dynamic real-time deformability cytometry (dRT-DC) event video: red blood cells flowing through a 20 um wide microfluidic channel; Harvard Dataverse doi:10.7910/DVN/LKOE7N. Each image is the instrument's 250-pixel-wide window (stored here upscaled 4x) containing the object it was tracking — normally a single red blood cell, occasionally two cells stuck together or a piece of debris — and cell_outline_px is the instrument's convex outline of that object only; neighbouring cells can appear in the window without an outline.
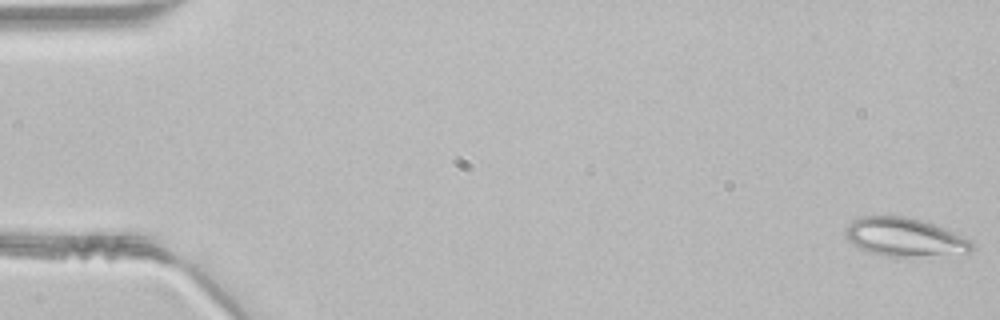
{"species": "common noctule bat (a hibernating species)", "species_latin": "Nyctalus noctula", "temperature_condition": "room temperature", "stored_images_in_passage": 48, "segment_of_instrument_passage": [1, 2], "camera_frame_rate_fps": 3000, "um_per_image_px": 0.085, "animal": {"sex": "male", "body_mass_g": 21.5, "forearm_length_mm": 52.0}, "frame": {"image": 1, "passage_image": 1, "time_ms": 0.0, "image_size_px": [1000, 320], "cell_outline_px": [[972, 248], [968, 252], [904, 256], [884, 256], [868, 252], [860, 248], [848, 240], [844, 236], [844, 228], [852, 220], [860, 216], [904, 216], [920, 220], [932, 224], [972, 240]], "centroid_in_image_um": [76.78, 20.13], "position_along_channel_um": 8.2, "area_um2": 27.8}}
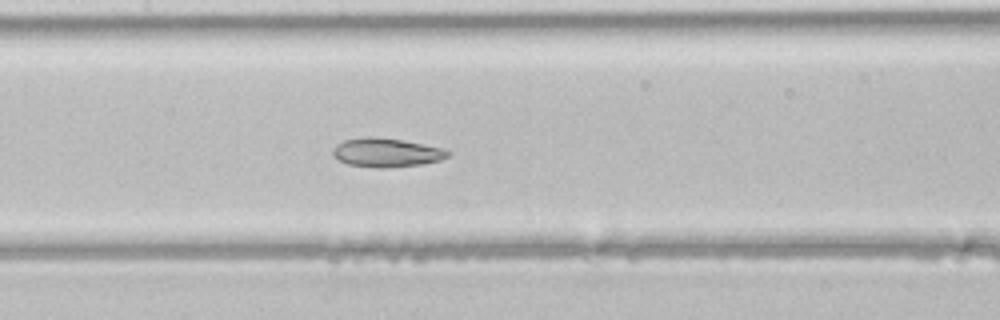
{"frame": {"image": 2, "passage_image": 23, "time_ms": 7.333, "image_size_px": [1000, 320], "cell_outline_px": [[452, 152], [448, 156], [440, 160], [420, 164], [388, 168], [376, 168], [348, 164], [332, 156], [332, 148], [336, 144], [344, 140], [368, 136], [404, 140], [444, 148]], "centroid_in_image_um": [32.84, 12.96], "position_along_channel_um": 174.6, "area_um2": 19.48}}
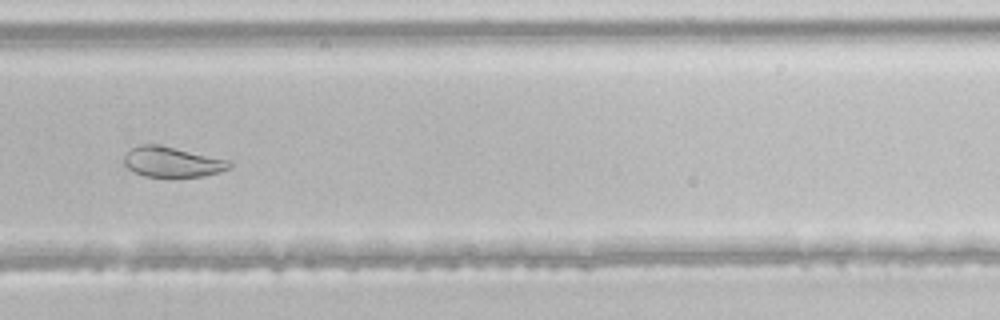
{"frame": {"image": 3, "passage_image": 33, "time_ms": 10.667, "image_size_px": [1000, 320], "cell_outline_px": [[232, 168], [220, 172], [204, 176], [144, 176], [128, 168], [124, 164], [124, 156], [132, 148], [140, 144], [156, 144], [232, 160]], "centroid_in_image_um": [14.69, 13.76], "position_along_channel_um": 315.1, "area_um2": 18.5}}